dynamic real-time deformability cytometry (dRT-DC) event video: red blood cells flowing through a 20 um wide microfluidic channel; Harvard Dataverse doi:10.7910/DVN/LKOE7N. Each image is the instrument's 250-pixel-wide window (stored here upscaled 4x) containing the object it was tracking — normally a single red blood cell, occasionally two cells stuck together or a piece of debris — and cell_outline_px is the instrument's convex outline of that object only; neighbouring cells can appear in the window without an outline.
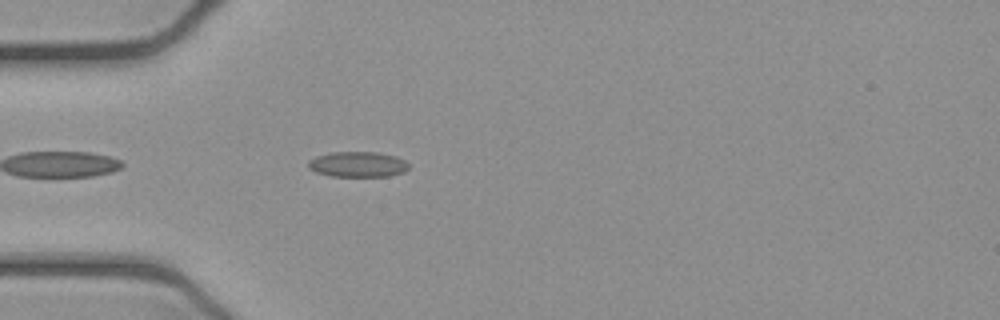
{"species": "common noctule bat (a hibernating species)", "species_latin": "Nyctalus noctula", "temperature_condition": "cold", "stored_images_in_passage": 40, "camera_frame_rate_fps": 3000, "um_per_image_px": 0.085, "animal": {"sex": "female", "body_mass_g": 21.9}, "frame": {"image": 1, "passage_image": 3, "time_ms": 0.667, "image_size_px": [1000, 320], "cell_outline_px": [[408, 168], [404, 172], [388, 176], [332, 176], [316, 172], [308, 168], [308, 160], [316, 156], [332, 152], [376, 152], [396, 156], [404, 160], [408, 164]], "centroid_in_image_um": [30.39, 13.96], "position_along_channel_um": 54.6, "area_um2": 14.85}}
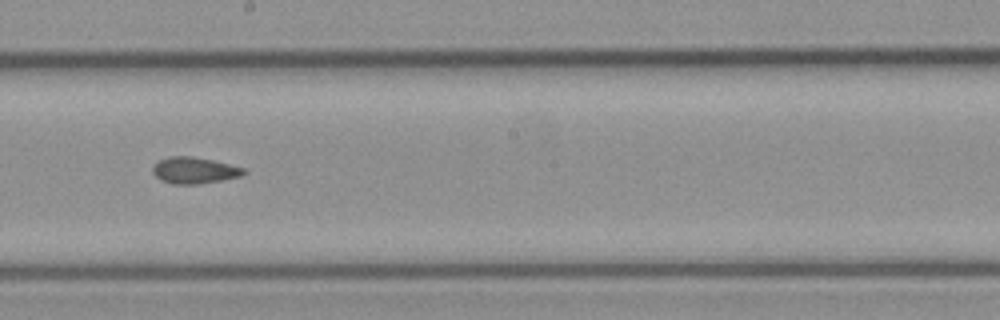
{"frame": {"image": 2, "passage_image": 17, "time_ms": 5.333, "image_size_px": [1000, 320], "cell_outline_px": [[248, 172], [240, 176], [200, 184], [172, 184], [160, 180], [152, 172], [152, 168], [160, 160], [168, 156], [192, 156], [212, 160], [244, 168]], "centroid_in_image_um": [16.5, 14.48], "position_along_channel_um": 231.7, "area_um2": 13.93}}
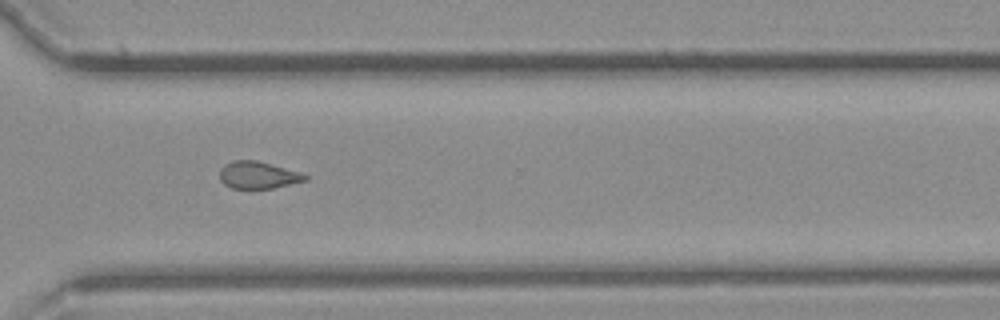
{"frame": {"image": 3, "passage_image": 26, "time_ms": 8.333, "image_size_px": [1000, 320], "cell_outline_px": [[308, 180], [272, 188], [232, 188], [224, 184], [220, 180], [220, 168], [224, 164], [232, 160], [256, 160], [300, 172], [308, 176]], "centroid_in_image_um": [21.91, 14.87], "position_along_channel_um": 348.7, "area_um2": 13.47}, "authors_computed_cell_mechanics": {"area_um2": 14.0743, "velocity_mm_per_s": 3.9202, "shape_relaxation_time_tau1_ms": null, "shape_relaxation_time_tau2_ms": 3.851, "deformation_change_tau1": null, "deformation_change_tau2": 0.1086}}